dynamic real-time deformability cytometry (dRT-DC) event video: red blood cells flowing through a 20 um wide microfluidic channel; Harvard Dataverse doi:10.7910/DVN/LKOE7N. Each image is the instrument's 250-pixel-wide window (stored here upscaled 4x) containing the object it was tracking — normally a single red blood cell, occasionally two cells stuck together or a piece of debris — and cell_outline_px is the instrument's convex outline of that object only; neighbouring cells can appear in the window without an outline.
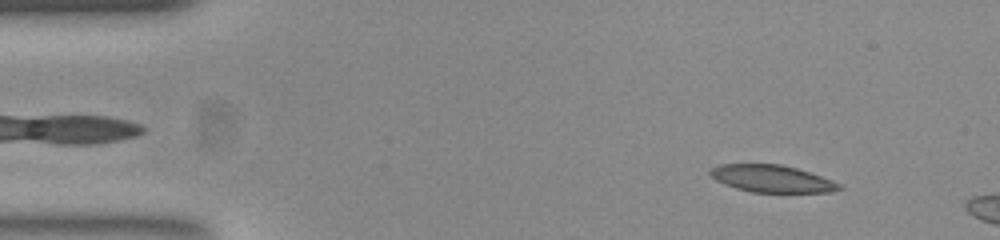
{"species": "common noctule bat (a hibernating species)", "species_latin": "Nyctalus noctula", "temperature_condition": "room temperature", "stored_images_in_passage": 14, "camera_frame_rate_fps": 3000, "um_per_image_px": 0.085, "animal": {"sex": "female", "body_mass_g": 23.0, "forearm_length_mm": 53.4}, "frame": {"image": 1, "passage_image": 5, "time_ms": 1.333, "image_size_px": [1000, 240], "cell_outline_px": [[840, 188], [828, 192], [752, 192], [736, 188], [724, 184], [708, 176], [708, 172], [712, 168], [720, 164], [780, 164], [796, 168], [820, 176], [840, 184]], "centroid_in_image_um": [65.51, 15.18], "position_along_channel_um": 19.5, "area_um2": 20.17}}